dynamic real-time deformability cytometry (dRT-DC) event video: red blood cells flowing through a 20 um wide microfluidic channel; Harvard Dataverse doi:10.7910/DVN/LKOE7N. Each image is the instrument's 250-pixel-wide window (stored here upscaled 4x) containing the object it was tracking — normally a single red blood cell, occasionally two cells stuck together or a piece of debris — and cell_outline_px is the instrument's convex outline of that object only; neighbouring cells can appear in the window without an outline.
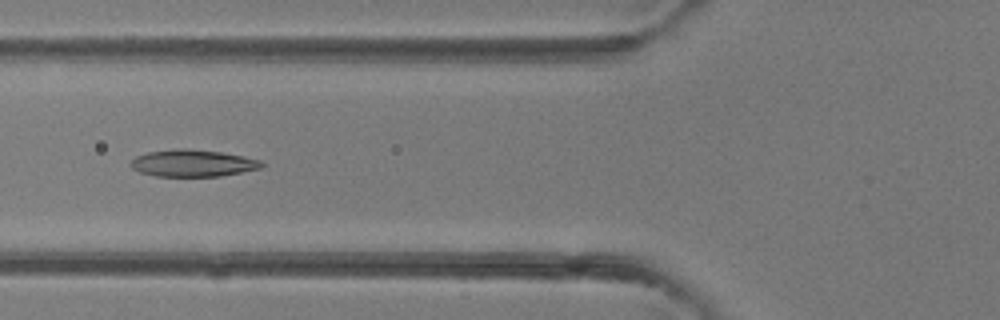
{"species": "common noctule bat (a hibernating species)", "species_latin": "Nyctalus noctula", "temperature_condition": "room temperature", "stored_images_in_passage": 3, "camera_frame_rate_fps": 3000, "um_per_image_px": 0.085, "animal": {"sex": "female"}, "frame": {"image": 1, "passage_image": 3, "time_ms": 3.0, "image_size_px": [1000, 320], "cell_outline_px": [[264, 164], [260, 168], [220, 176], [156, 176], [140, 172], [132, 168], [128, 164], [136, 156], [148, 152], [176, 148], [184, 148], [220, 152], [244, 156], [260, 160]], "centroid_in_image_um": [16.35, 13.86], "position_along_channel_um": 109.4, "area_um2": 20.46}}